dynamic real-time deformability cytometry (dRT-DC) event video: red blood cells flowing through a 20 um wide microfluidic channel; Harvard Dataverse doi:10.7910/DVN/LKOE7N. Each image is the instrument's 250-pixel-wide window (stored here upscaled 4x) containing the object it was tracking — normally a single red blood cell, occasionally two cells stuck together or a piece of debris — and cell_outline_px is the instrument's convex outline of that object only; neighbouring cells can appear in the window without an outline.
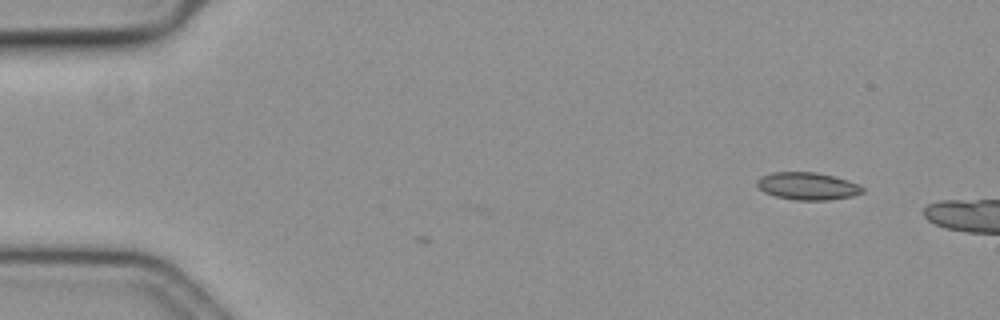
{"species": "common noctule bat (a hibernating species)", "species_latin": "Nyctalus noctula", "temperature_condition": "cold", "stored_images_in_passage": 3, "camera_frame_rate_fps": 3000, "um_per_image_px": 0.085, "animal": {"sex": "female", "body_mass_g": 19.3, "forearm_length_mm": 54.1}, "frame": {"image": 1, "passage_image": 3, "time_ms": 0.667, "image_size_px": [1000, 320], "cell_outline_px": [[864, 192], [852, 196], [828, 200], [796, 200], [776, 196], [764, 192], [756, 184], [756, 180], [760, 176], [772, 172], [816, 172], [848, 180], [864, 188]], "centroid_in_image_um": [68.62, 15.81], "position_along_channel_um": 16.4, "area_um2": 16.82}}